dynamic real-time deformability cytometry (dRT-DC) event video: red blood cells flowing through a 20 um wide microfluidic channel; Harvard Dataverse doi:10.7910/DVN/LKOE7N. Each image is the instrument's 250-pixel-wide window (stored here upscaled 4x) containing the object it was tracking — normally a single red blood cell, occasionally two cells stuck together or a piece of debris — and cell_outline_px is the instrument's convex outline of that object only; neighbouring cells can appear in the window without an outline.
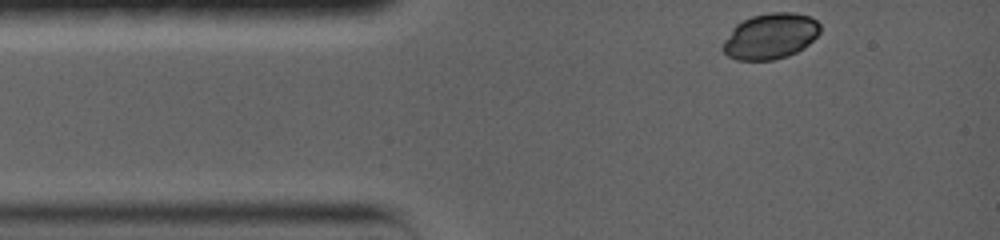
{"species": "common noctule bat (a hibernating species)", "species_latin": "Nyctalus noctula", "temperature_condition": "warm", "stored_images_in_passage": 57, "camera_frame_rate_fps": 5000, "um_per_image_px": 0.085, "animal": {"sex": "female", "body_mass_g": 19.0, "forearm_length_mm": 56.7}, "frame": {"image": 1, "passage_image": 1, "time_ms": 0.0, "image_size_px": [1000, 240], "cell_outline_px": [[820, 32], [804, 48], [788, 56], [772, 60], [736, 60], [728, 56], [720, 48], [724, 40], [732, 28], [736, 24], [752, 16], [768, 12], [792, 12], [808, 16], [816, 20], [820, 24]], "centroid_in_image_um": [65.46, 3.08], "position_along_channel_um": 19.5, "area_um2": 26.01}}
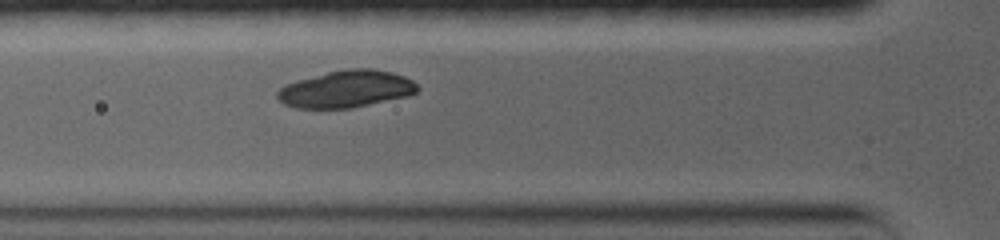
{"frame": {"image": 2, "passage_image": 29, "time_ms": 3.2, "image_size_px": [1000, 240], "cell_outline_px": [[420, 88], [416, 92], [408, 96], [352, 108], [296, 108], [284, 104], [276, 96], [276, 92], [280, 88], [296, 80], [328, 72], [348, 68], [372, 68], [392, 72], [404, 76], [412, 80]], "centroid_in_image_um": [29.44, 7.56], "position_along_channel_um": 96.4, "area_um2": 30.29}}
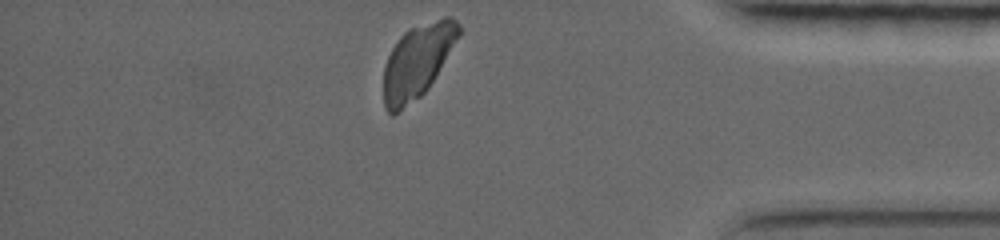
{"frame": {"image": 3, "passage_image": 57, "time_ms": 12.4, "image_size_px": [1000, 240], "cell_outline_px": [[460, 32], [428, 88], [420, 96], [392, 116], [384, 108], [384, 64], [392, 48], [400, 36], [408, 28], [444, 16], [452, 16], [460, 24]], "centroid_in_image_um": [35.44, 5.18], "position_along_channel_um": 399.8, "area_um2": 31.79}}